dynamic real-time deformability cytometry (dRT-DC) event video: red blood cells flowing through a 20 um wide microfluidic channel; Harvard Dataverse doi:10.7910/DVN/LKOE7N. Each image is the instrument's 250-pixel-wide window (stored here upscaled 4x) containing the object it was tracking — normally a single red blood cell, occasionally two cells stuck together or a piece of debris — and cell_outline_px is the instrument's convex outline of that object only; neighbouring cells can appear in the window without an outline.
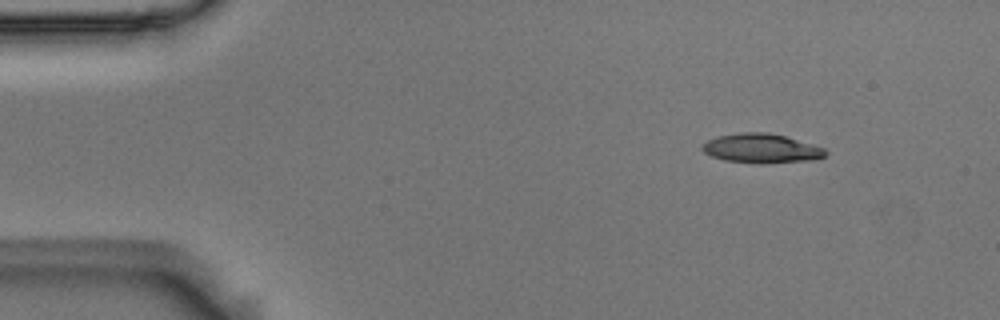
{"species": "Egyptian fruit bat (a non-hibernating species)", "species_latin": "Rousettus aegyptiacus", "temperature_condition": "room temperature", "stored_images_in_passage": 7, "camera_frame_rate_fps": 3000, "um_per_image_px": 0.085, "animal": {"sex": "male"}, "frame": {"image": 1, "passage_image": 1, "time_ms": 0.0, "image_size_px": [1000, 320], "cell_outline_px": [[828, 152], [824, 156], [816, 160], [760, 164], [724, 160], [712, 156], [704, 152], [700, 148], [708, 140], [716, 136], [740, 132], [768, 132], [784, 136], [812, 144], [824, 148]], "centroid_in_image_um": [64.72, 12.62], "position_along_channel_um": 20.3, "area_um2": 21.15}}
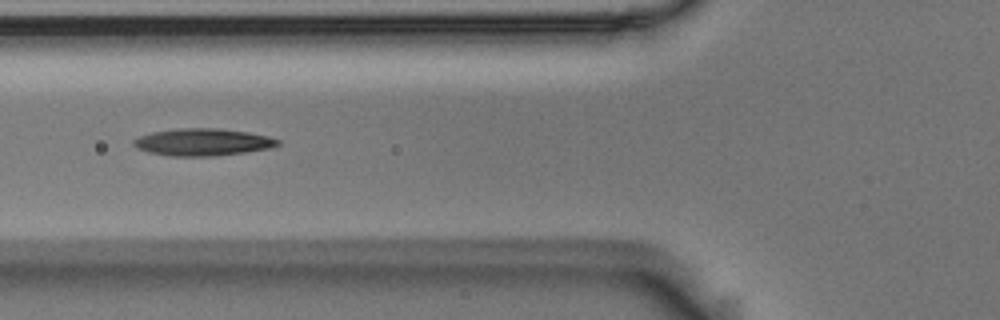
{"frame": {"image": 2, "passage_image": 5, "time_ms": 1.333, "image_size_px": [1000, 320], "cell_outline_px": [[280, 144], [268, 148], [244, 152], [216, 156], [168, 156], [148, 152], [136, 148], [132, 144], [132, 140], [140, 136], [152, 132], [176, 128], [220, 128], [248, 132], [268, 136], [280, 140]], "centroid_in_image_um": [17.19, 12.08], "position_along_channel_um": 108.6, "area_um2": 22.95}}
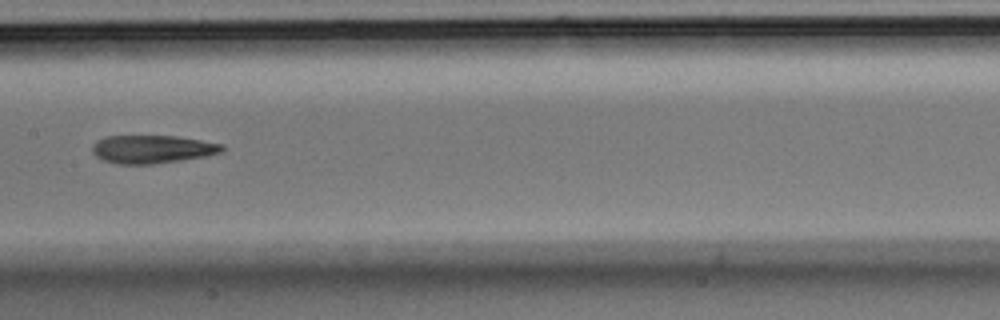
{"frame": {"image": 3, "passage_image": 7, "time_ms": 2.0, "image_size_px": [1000, 320], "cell_outline_px": [[224, 152], [208, 156], [152, 164], [116, 164], [104, 160], [96, 156], [92, 152], [92, 144], [96, 140], [104, 136], [176, 136], [224, 144]], "centroid_in_image_um": [12.95, 12.68], "position_along_channel_um": 194.5, "area_um2": 21.44}}